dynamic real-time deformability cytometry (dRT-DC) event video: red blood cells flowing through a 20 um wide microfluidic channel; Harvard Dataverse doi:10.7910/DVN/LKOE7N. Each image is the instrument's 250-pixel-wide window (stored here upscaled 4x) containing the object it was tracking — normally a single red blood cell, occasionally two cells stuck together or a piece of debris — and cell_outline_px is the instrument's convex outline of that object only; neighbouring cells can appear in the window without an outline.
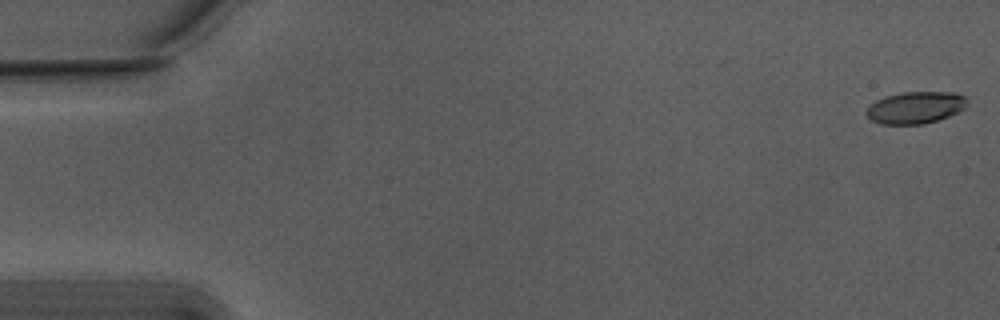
{"species": "Egyptian fruit bat (a non-hibernating species)", "species_latin": "Rousettus aegyptiacus", "temperature_condition": "warm", "stored_images_in_passage": 55, "camera_frame_rate_fps": 3000, "um_per_image_px": 0.085, "animal": {"sex": "male"}, "frame": {"image": 1, "passage_image": 1, "time_ms": 0.0, "image_size_px": [1000, 320], "cell_outline_px": [[964, 108], [960, 112], [924, 124], [880, 124], [872, 120], [864, 112], [868, 104], [876, 100], [888, 96], [904, 92], [956, 92], [964, 96]], "centroid_in_image_um": [77.77, 9.14], "position_along_channel_um": 7.2, "area_um2": 18.67}}
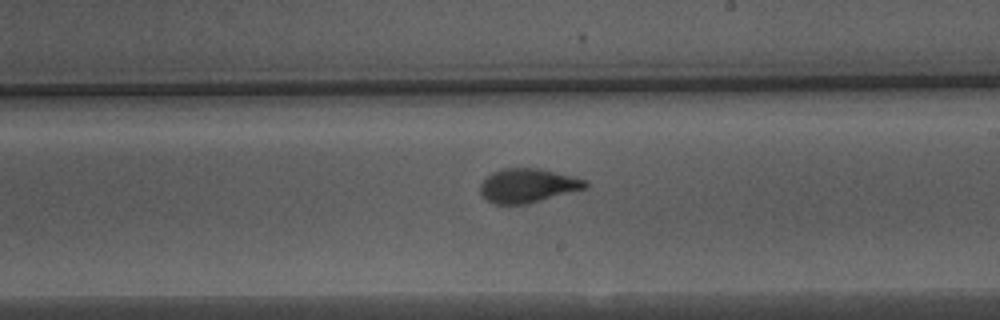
{"frame": {"image": 2, "passage_image": 32, "time_ms": 10.333, "image_size_px": [1000, 320], "cell_outline_px": [[588, 188], [528, 204], [492, 204], [480, 192], [480, 184], [492, 172], [504, 168], [540, 168], [588, 180]], "centroid_in_image_um": [44.9, 15.78], "position_along_channel_um": 244.1, "area_um2": 20.98}}
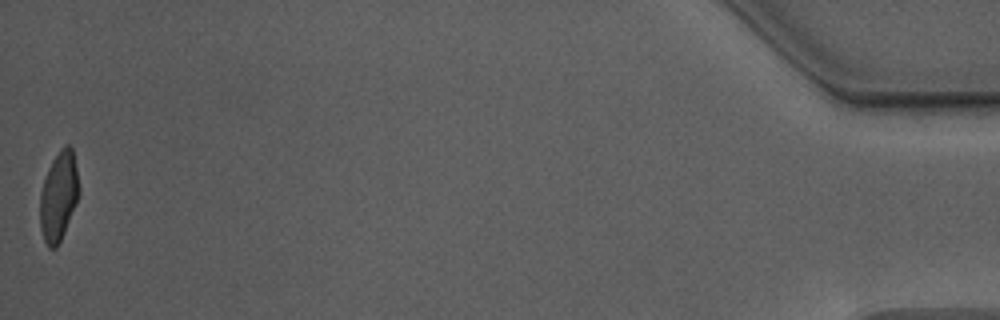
{"frame": {"image": 3, "passage_image": 55, "time_ms": 18.0, "image_size_px": [1000, 320], "cell_outline_px": [[80, 192], [76, 204], [64, 232], [56, 248], [48, 248], [44, 240], [40, 228], [40, 192], [48, 168], [52, 160], [60, 148], [64, 144], [68, 144], [72, 148], [80, 188]], "centroid_in_image_um": [4.98, 16.66], "position_along_channel_um": 430.2, "area_um2": 20.29}, "authors_computed_cell_mechanics": {"area_um2": 20.9814, "velocity_mm_per_s": 3.7709, "shape_relaxation_time_tau1_ms": 4.1677, "shape_relaxation_time_tau2_ms": 0.9252, "deformation_change_tau1": 0.178, "deformation_change_tau2": 0.0694}}